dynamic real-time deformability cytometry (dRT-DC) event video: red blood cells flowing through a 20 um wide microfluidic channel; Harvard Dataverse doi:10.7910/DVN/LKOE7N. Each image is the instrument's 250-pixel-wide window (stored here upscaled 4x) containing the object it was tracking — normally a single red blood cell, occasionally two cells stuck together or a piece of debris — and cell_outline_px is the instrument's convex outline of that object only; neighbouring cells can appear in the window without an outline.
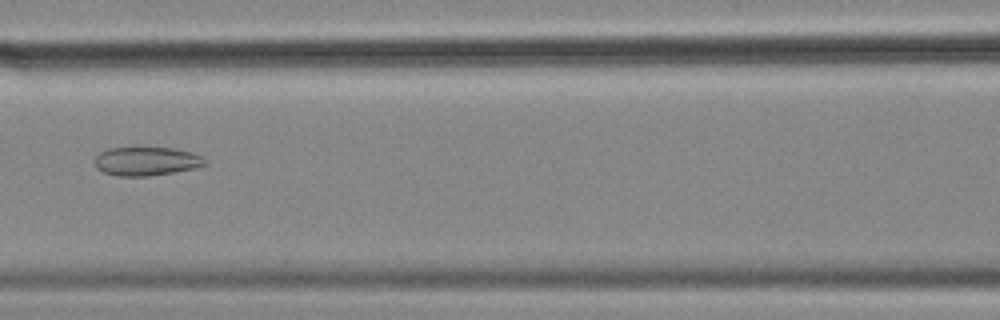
{"species": "common noctule bat (a hibernating species)", "species_latin": "Nyctalus noctula", "temperature_condition": "cold", "stored_images_in_passage": 8, "camera_frame_rate_fps": 3000, "um_per_image_px": 0.085, "animal": {"sex": "female", "body_mass_g": 18.4}, "frame": {"image": 1, "passage_image": 7, "time_ms": 2.0, "image_size_px": [1000, 320], "cell_outline_px": [[208, 164], [196, 168], [148, 176], [116, 176], [104, 172], [96, 168], [92, 160], [100, 152], [108, 148], [172, 148], [192, 152], [204, 156]], "centroid_in_image_um": [12.44, 13.71], "position_along_channel_um": 154.2, "area_um2": 18.61}}
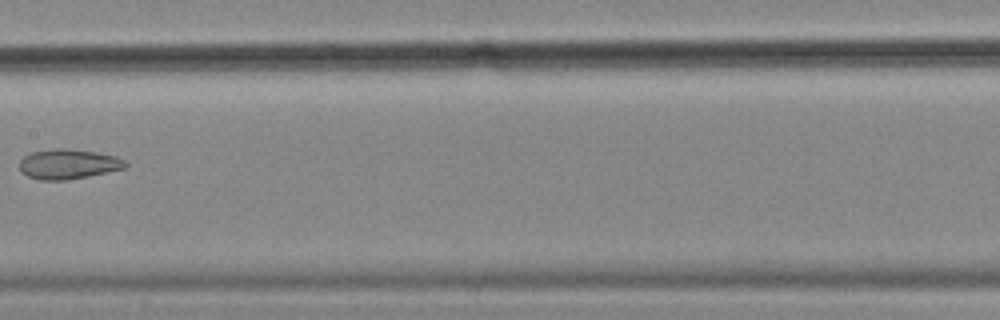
{"frame": {"image": 2, "passage_image": 8, "time_ms": 2.333, "image_size_px": [1000, 320], "cell_outline_px": [[128, 168], [88, 176], [64, 180], [40, 180], [28, 176], [20, 168], [20, 160], [24, 156], [32, 152], [52, 148], [68, 148], [96, 152], [116, 156], [124, 160], [128, 164]], "centroid_in_image_um": [5.84, 13.94], "position_along_channel_um": 201.6, "area_um2": 18.5}}